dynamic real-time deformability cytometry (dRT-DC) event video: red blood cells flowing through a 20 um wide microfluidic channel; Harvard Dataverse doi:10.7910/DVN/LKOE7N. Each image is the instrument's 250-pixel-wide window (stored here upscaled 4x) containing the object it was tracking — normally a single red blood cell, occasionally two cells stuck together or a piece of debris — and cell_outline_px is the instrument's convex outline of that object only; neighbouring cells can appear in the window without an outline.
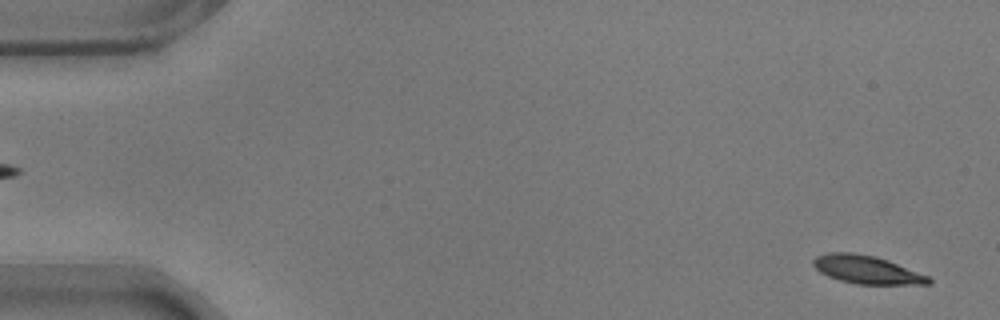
{"species": "common noctule bat (a hibernating species)", "species_latin": "Nyctalus noctula", "temperature_condition": "warm", "stored_images_in_passage": 57, "camera_frame_rate_fps": 3000, "um_per_image_px": 0.085, "animal": {"sex": "male", "body_mass_g": 17.9}, "frame": {"image": 1, "passage_image": 2, "time_ms": 0.333, "image_size_px": [1000, 320], "cell_outline_px": [[932, 284], [856, 284], [840, 280], [828, 276], [820, 272], [812, 264], [812, 260], [816, 256], [828, 252], [852, 252], [876, 256], [888, 260], [928, 276], [932, 280]], "centroid_in_image_um": [73.65, 22.91], "position_along_channel_um": 11.3, "area_um2": 18.9}}
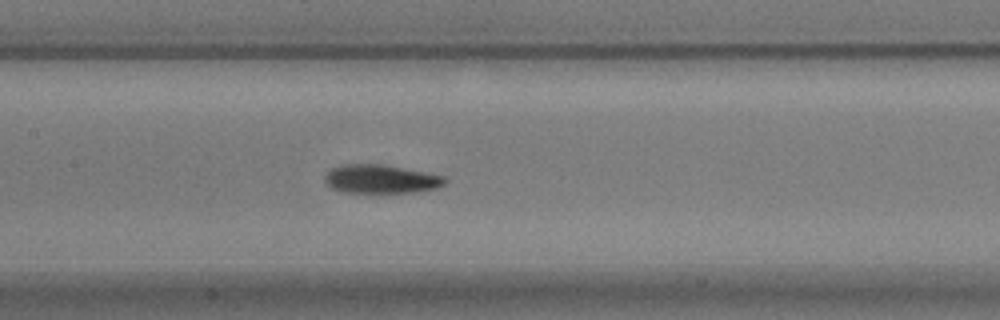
{"frame": {"image": 2, "passage_image": 27, "time_ms": 8.667, "image_size_px": [1000, 320], "cell_outline_px": [[448, 180], [444, 184], [436, 188], [416, 192], [344, 192], [332, 188], [324, 180], [324, 176], [332, 168], [340, 164], [384, 164], [444, 176]], "centroid_in_image_um": [32.37, 15.21], "position_along_channel_um": 175.0, "area_um2": 19.94}}
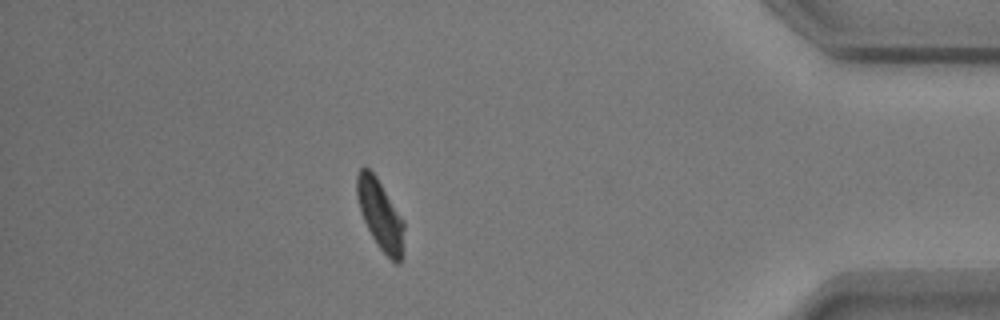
{"frame": {"image": 3, "passage_image": 50, "time_ms": 16.333, "image_size_px": [1000, 320], "cell_outline_px": [[404, 256], [400, 264], [396, 264], [376, 244], [360, 212], [356, 196], [356, 172], [360, 168], [368, 168], [376, 176], [404, 220]], "centroid_in_image_um": [32.34, 18.28], "position_along_channel_um": 402.9, "area_um2": 19.48}, "authors_computed_cell_mechanics": {"area_um2": 19.652, "velocity_mm_per_s": 3.5151, "shape_relaxation_time_tau1_ms": 4.1722, "shape_relaxation_time_tau2_ms": 1.9153, "deformation_change_tau1": 0.1366, "deformation_change_tau2": 0.0731}}